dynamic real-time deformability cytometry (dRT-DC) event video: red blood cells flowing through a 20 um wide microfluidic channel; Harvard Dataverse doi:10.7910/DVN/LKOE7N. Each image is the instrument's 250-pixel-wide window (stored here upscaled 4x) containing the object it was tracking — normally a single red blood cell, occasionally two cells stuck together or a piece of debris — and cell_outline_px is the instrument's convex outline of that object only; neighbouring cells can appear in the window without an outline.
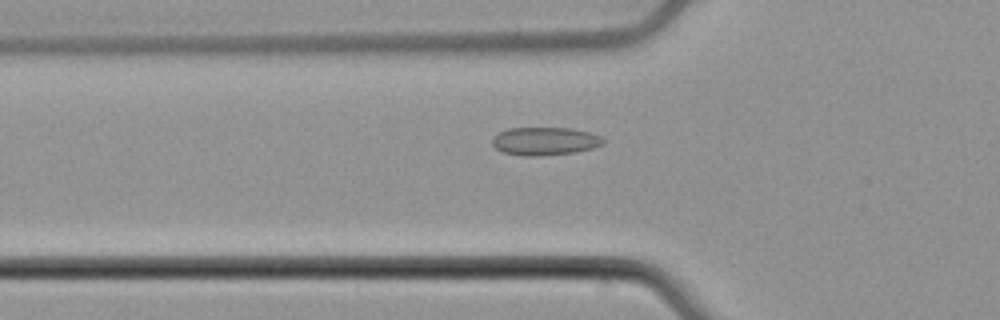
{"species": "common noctule bat (a hibernating species)", "species_latin": "Nyctalus noctula", "temperature_condition": "cold", "stored_images_in_passage": 42, "camera_frame_rate_fps": 3000, "um_per_image_px": 0.085, "animal": {"sex": "male", "body_mass_g": 21.5, "forearm_length_mm": 52.0}, "frame": {"image": 1, "passage_image": 6, "time_ms": 1.667, "image_size_px": [1000, 320], "cell_outline_px": [[604, 144], [592, 148], [576, 152], [540, 156], [524, 156], [504, 152], [496, 148], [492, 144], [492, 136], [508, 128], [572, 128], [592, 132], [600, 136], [604, 140]], "centroid_in_image_um": [46.33, 11.99], "position_along_channel_um": 79.5, "area_um2": 18.26}}
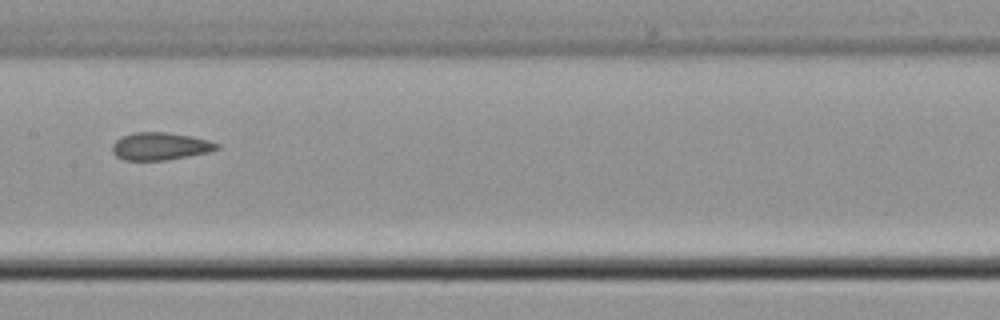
{"frame": {"image": 2, "passage_image": 15, "time_ms": 4.667, "image_size_px": [1000, 320], "cell_outline_px": [[220, 148], [212, 152], [164, 160], [124, 160], [116, 156], [112, 152], [112, 144], [120, 136], [132, 132], [164, 132], [192, 136], [208, 140], [220, 144]], "centroid_in_image_um": [13.62, 12.42], "position_along_channel_um": 193.8, "area_um2": 16.99}}
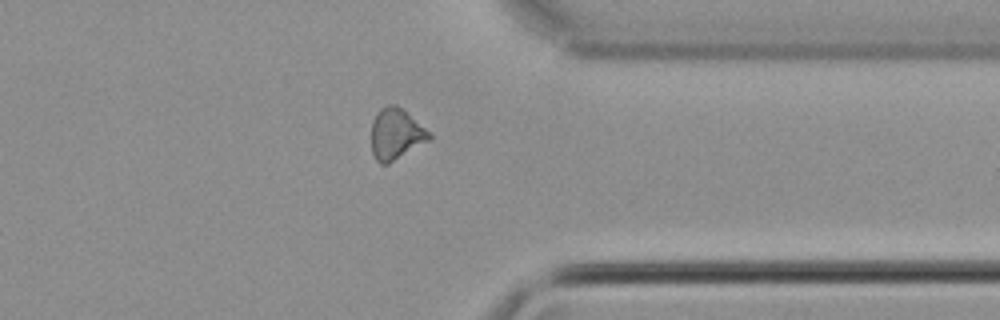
{"frame": {"image": 3, "passage_image": 30, "time_ms": 9.667, "image_size_px": [1000, 320], "cell_outline_px": [[432, 136], [428, 140], [388, 164], [380, 164], [376, 160], [372, 152], [372, 120], [376, 112], [380, 108], [388, 104], [396, 104], [424, 128]], "centroid_in_image_um": [33.59, 11.38], "position_along_channel_um": 377.8, "area_um2": 16.82}}